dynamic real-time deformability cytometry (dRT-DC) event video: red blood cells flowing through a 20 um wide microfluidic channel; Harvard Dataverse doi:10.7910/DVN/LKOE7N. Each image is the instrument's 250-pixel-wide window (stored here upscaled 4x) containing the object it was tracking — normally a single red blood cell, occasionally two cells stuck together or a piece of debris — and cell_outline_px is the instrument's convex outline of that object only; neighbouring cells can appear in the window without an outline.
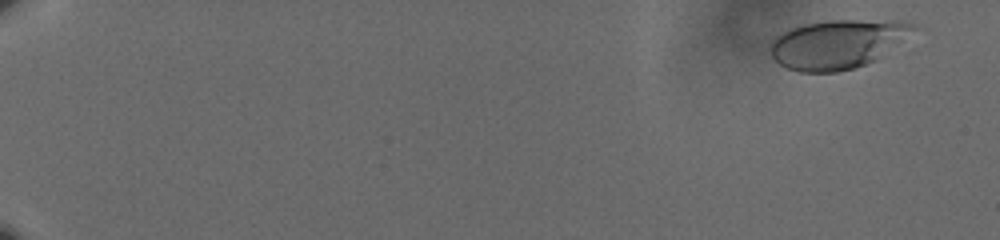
{"species": "human", "species_latin": "Homo sapiens", "temperature_condition": "cold", "stored_images_in_passage": 61, "camera_frame_rate_fps": 3000, "um_per_image_px": 0.085, "donor": {"sex": "male"}, "frame": {"image": 1, "passage_image": 4, "time_ms": 1.0, "image_size_px": [1000, 240], "cell_outline_px": [[916, 28], [872, 60], [856, 68], [836, 72], [800, 72], [788, 68], [780, 64], [772, 56], [772, 40], [776, 36], [792, 28], [804, 24], [832, 20], [904, 20], [912, 24]], "centroid_in_image_um": [71.12, 3.74], "position_along_channel_um": 13.9, "area_um2": 39.65}}
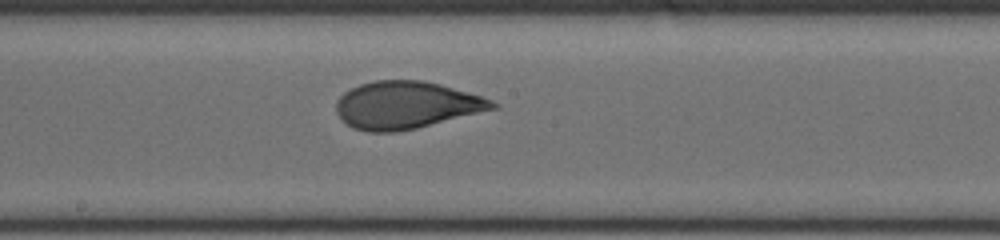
{"frame": {"image": 2, "passage_image": 37, "time_ms": 12.0, "image_size_px": [1000, 240], "cell_outline_px": [[500, 104], [496, 108], [416, 128], [396, 132], [368, 132], [352, 128], [336, 112], [336, 100], [344, 92], [360, 84], [372, 80], [424, 80], [440, 84], [480, 96], [492, 100]], "centroid_in_image_um": [34.5, 8.93], "position_along_channel_um": 213.7, "area_um2": 42.89}}
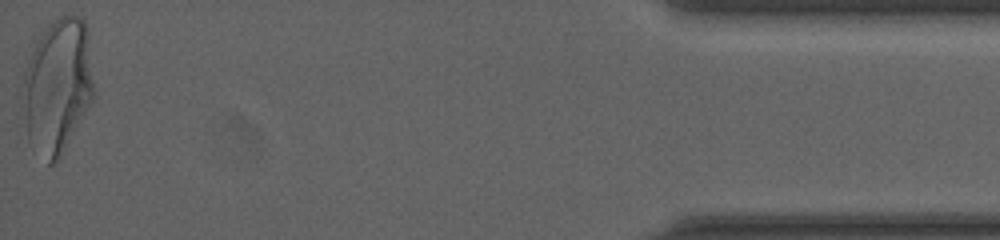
{"frame": {"image": 3, "passage_image": 61, "time_ms": 20.0, "image_size_px": [1000, 240], "cell_outline_px": [[96, 96], [60, 160], [56, 164], [48, 164], [28, 140], [20, 96], [24, 72], [32, 52], [40, 36], [60, 16], [80, 16], [84, 20], [88, 28]], "centroid_in_image_um": [4.93, 7.38], "position_along_channel_um": 430.3, "area_um2": 56.82}, "authors_computed_cell_mechanics": {"area_um2": 42.3096, "velocity_mm_per_s": 3.61, "shape_relaxation_time_tau1_ms": 5.9537, "shape_relaxation_time_tau2_ms": null, "deformation_change_tau1": 0.1815, "deformation_change_tau2": null}}